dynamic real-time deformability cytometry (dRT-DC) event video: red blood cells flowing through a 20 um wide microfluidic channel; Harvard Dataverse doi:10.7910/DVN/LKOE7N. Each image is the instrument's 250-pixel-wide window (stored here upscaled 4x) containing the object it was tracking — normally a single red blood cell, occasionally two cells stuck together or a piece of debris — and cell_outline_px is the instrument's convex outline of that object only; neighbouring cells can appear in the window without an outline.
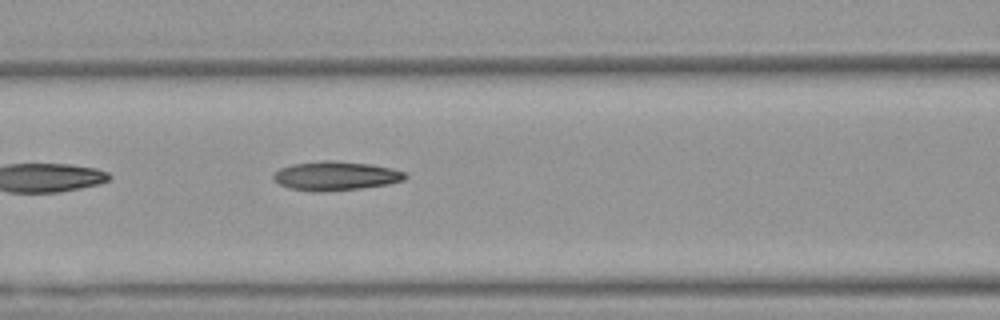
{"species": "Egyptian fruit bat (a non-hibernating species)", "species_latin": "Rousettus aegyptiacus", "temperature_condition": "warm", "stored_images_in_passage": 6, "camera_frame_rate_fps": 3000, "um_per_image_px": 0.085, "animal": {"sex": "female"}, "frame": {"image": 1, "passage_image": 6, "time_ms": 1.667, "image_size_px": [1000, 320], "cell_outline_px": [[408, 176], [404, 180], [388, 184], [360, 188], [324, 192], [312, 192], [288, 188], [272, 180], [272, 176], [280, 168], [292, 164], [320, 160], [336, 160], [372, 164], [392, 168], [404, 172]], "centroid_in_image_um": [28.51, 14.94], "position_along_channel_um": 138.1, "area_um2": 22.6}}